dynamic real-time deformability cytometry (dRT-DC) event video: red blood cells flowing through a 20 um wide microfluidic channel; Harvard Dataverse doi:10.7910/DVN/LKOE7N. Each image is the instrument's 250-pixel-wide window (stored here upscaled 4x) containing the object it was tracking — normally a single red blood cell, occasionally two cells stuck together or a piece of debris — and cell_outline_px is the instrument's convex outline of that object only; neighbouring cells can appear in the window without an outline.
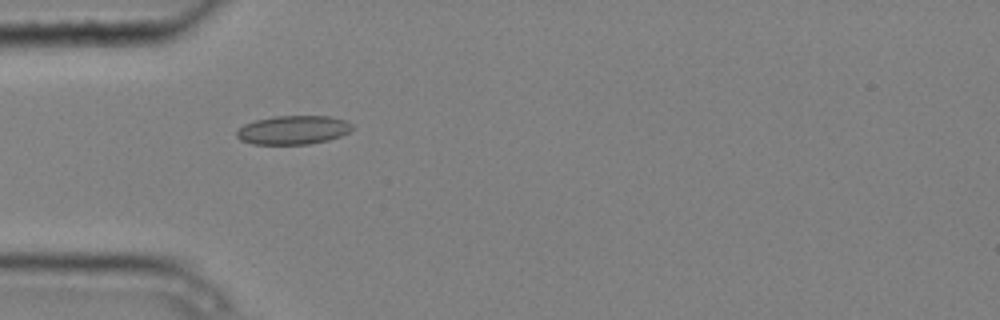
{"species": "common noctule bat (a hibernating species)", "species_latin": "Nyctalus noctula", "temperature_condition": "cold", "stored_images_in_passage": 10, "camera_frame_rate_fps": 3000, "um_per_image_px": 0.085, "animal": {"sex": "male", "body_mass_g": 20.4}, "frame": {"image": 1, "passage_image": 4, "time_ms": 1.0, "image_size_px": [1000, 320], "cell_outline_px": [[356, 128], [340, 136], [328, 140], [308, 144], [252, 144], [240, 140], [236, 136], [236, 132], [244, 124], [256, 120], [276, 116], [328, 116], [344, 120], [352, 124]], "centroid_in_image_um": [24.93, 11.05], "position_along_channel_um": 60.1, "area_um2": 19.36}}
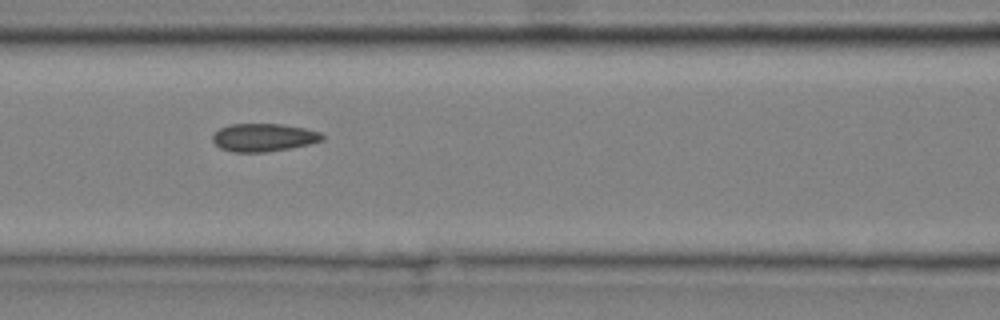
{"frame": {"image": 2, "passage_image": 6, "time_ms": 1.667, "image_size_px": [1000, 320], "cell_outline_px": [[324, 140], [292, 148], [264, 152], [232, 152], [220, 148], [212, 140], [212, 136], [220, 128], [232, 124], [280, 124], [304, 128], [320, 132], [324, 136]], "centroid_in_image_um": [22.41, 11.69], "position_along_channel_um": 144.2, "area_um2": 17.8}}
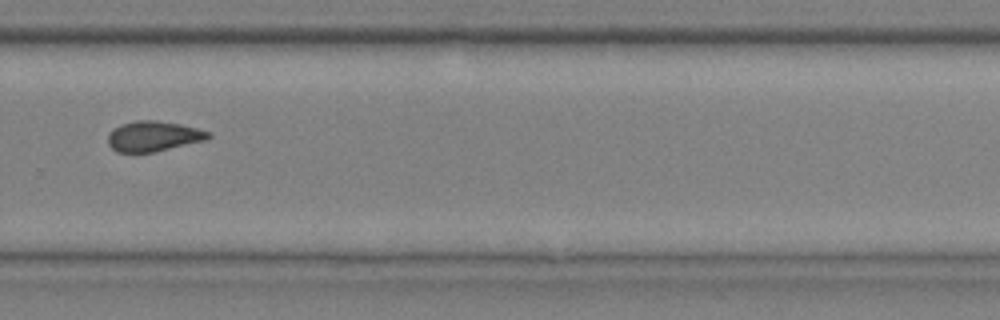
{"frame": {"image": 3, "passage_image": 10, "time_ms": 3.0, "image_size_px": [1000, 320], "cell_outline_px": [[212, 136], [208, 140], [152, 152], [116, 152], [108, 144], [108, 132], [112, 128], [120, 124], [136, 120], [156, 120], [180, 124], [212, 132]], "centroid_in_image_um": [13.04, 11.57], "position_along_channel_um": 316.8, "area_um2": 17.92}}